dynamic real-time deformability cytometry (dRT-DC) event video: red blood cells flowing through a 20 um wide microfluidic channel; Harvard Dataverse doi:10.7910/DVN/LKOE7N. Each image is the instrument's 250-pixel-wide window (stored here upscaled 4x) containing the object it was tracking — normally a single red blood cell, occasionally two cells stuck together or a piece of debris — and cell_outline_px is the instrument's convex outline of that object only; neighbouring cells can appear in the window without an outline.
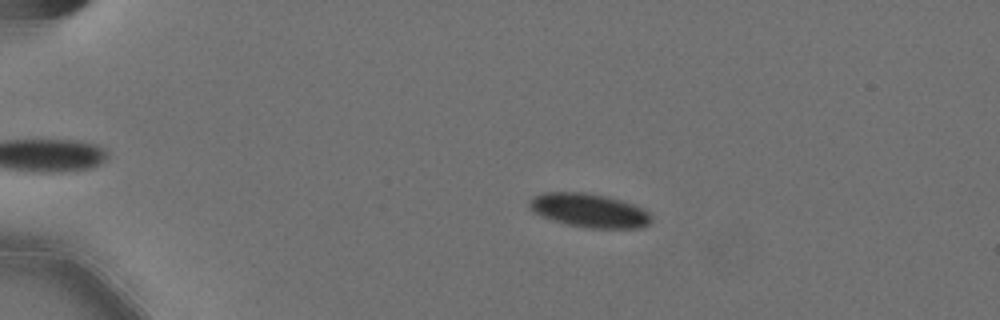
{"species": "Egyptian fruit bat (a non-hibernating species)", "species_latin": "Rousettus aegyptiacus", "temperature_condition": "cold", "stored_images_in_passage": 58, "camera_frame_rate_fps": 3000, "um_per_image_px": 0.085, "animal": {"sex": "female"}, "frame": {"image": 1, "passage_image": 13, "time_ms": 4.0, "image_size_px": [1000, 320], "cell_outline_px": [[652, 220], [648, 224], [640, 228], [588, 228], [568, 224], [552, 220], [540, 216], [532, 212], [528, 208], [528, 204], [532, 196], [544, 192], [584, 192], [604, 196], [620, 200], [644, 208], [652, 216]], "centroid_in_image_um": [50.05, 17.89], "position_along_channel_um": 35.0, "area_um2": 24.16}}
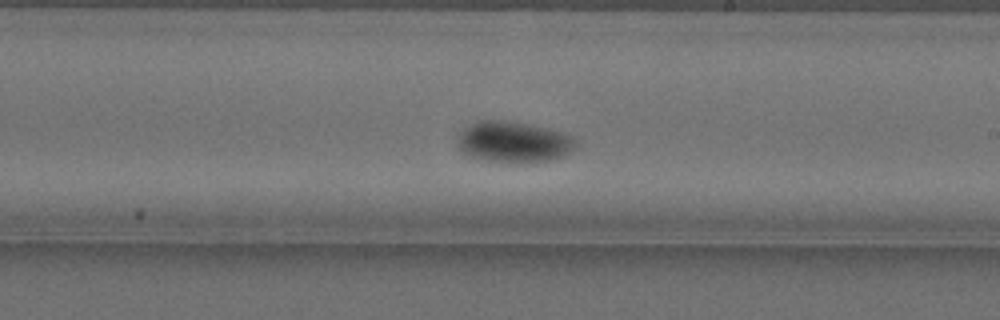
{"frame": {"image": 2, "passage_image": 36, "time_ms": 11.667, "image_size_px": [1000, 320], "cell_outline_px": [[580, 144], [568, 152], [560, 156], [548, 160], [488, 160], [472, 156], [464, 152], [456, 144], [456, 140], [460, 132], [464, 128], [476, 120], [508, 120], [532, 124], [560, 132], [572, 136]], "centroid_in_image_um": [43.63, 12.0], "position_along_channel_um": 245.4, "area_um2": 27.57}}
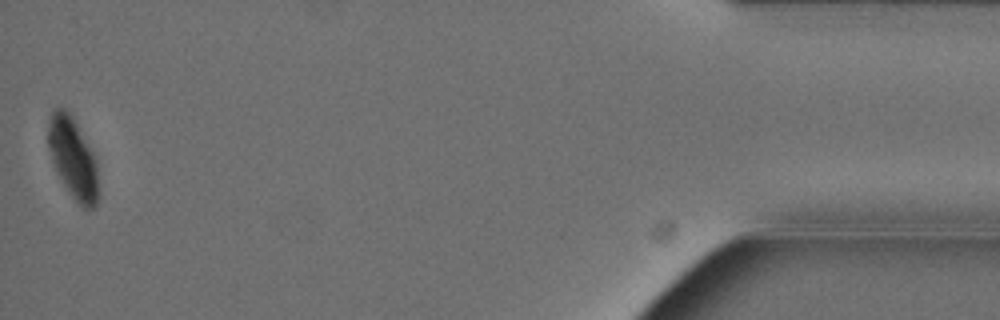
{"frame": {"image": 3, "passage_image": 58, "time_ms": 19.0, "image_size_px": [1000, 320], "cell_outline_px": [[100, 196], [96, 204], [92, 208], [84, 208], [72, 196], [56, 172], [48, 148], [48, 116], [52, 108], [64, 108], [72, 116], [80, 128], [96, 160]], "centroid_in_image_um": [6.2, 13.42], "position_along_channel_um": 429.0, "area_um2": 23.87}, "authors_computed_cell_mechanics": {"area_um2": 25.1719, "velocity_mm_per_s": 3.5582, "shape_relaxation_time_tau1_ms": 4.1685, "shape_relaxation_time_tau2_ms": null, "deformation_change_tau1": 0.104, "deformation_change_tau2": null}}